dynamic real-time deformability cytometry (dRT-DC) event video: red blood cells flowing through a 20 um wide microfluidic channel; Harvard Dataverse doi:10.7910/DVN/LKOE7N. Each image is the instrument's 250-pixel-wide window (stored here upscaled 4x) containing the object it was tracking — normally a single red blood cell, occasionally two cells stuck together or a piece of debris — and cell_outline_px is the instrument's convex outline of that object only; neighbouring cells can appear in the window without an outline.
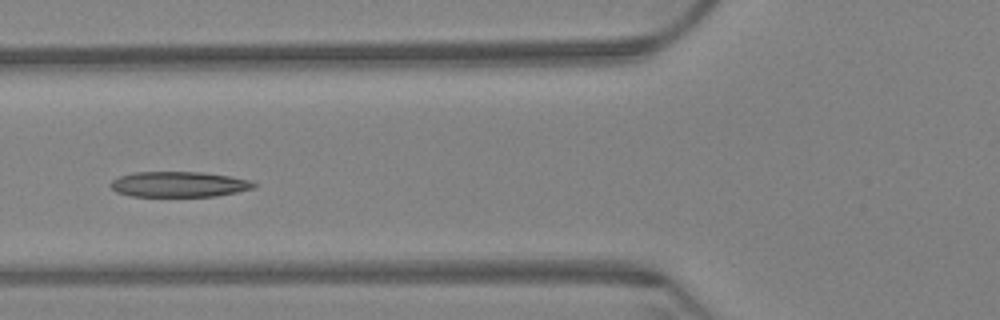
{"species": "Egyptian fruit bat (a non-hibernating species)", "species_latin": "Rousettus aegyptiacus", "temperature_condition": "warm", "stored_images_in_passage": 9, "camera_frame_rate_fps": 3000, "um_per_image_px": 0.085, "animal": {"sex": "female"}, "frame": {"image": 1, "passage_image": 6, "time_ms": 1.667, "image_size_px": [1000, 320], "cell_outline_px": [[260, 184], [256, 188], [216, 196], [132, 196], [116, 192], [108, 184], [112, 180], [120, 176], [132, 172], [204, 172], [252, 180]], "centroid_in_image_um": [15.25, 15.66], "position_along_channel_um": 110.6, "area_um2": 21.44}}
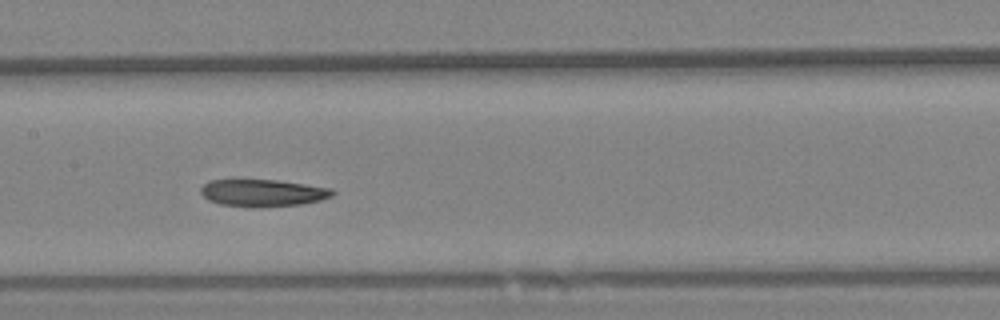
{"frame": {"image": 2, "passage_image": 8, "time_ms": 2.333, "image_size_px": [1000, 320], "cell_outline_px": [[336, 192], [332, 196], [320, 200], [304, 204], [260, 208], [256, 208], [220, 204], [208, 200], [200, 192], [200, 188], [208, 180], [276, 180], [332, 188]], "centroid_in_image_um": [22.35, 16.41], "position_along_channel_um": 185.1, "area_um2": 21.04}}
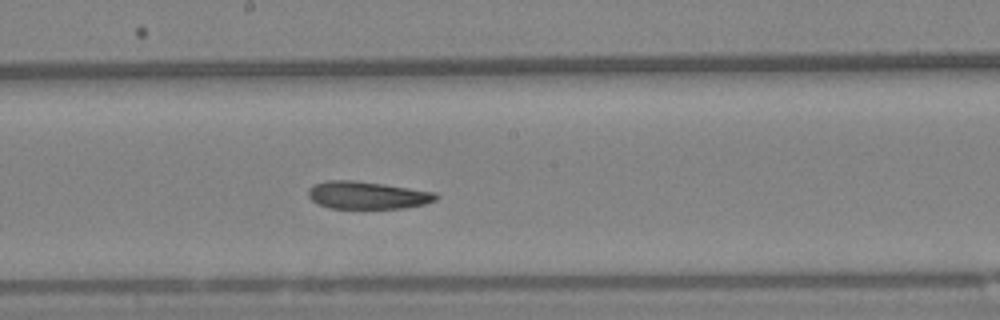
{"frame": {"image": 3, "passage_image": 9, "time_ms": 2.667, "image_size_px": [1000, 320], "cell_outline_px": [[440, 196], [436, 200], [424, 204], [404, 208], [328, 208], [316, 204], [308, 196], [308, 188], [324, 180], [356, 180], [384, 184], [436, 192]], "centroid_in_image_um": [31.21, 16.59], "position_along_channel_um": 217.0, "area_um2": 20.69}}